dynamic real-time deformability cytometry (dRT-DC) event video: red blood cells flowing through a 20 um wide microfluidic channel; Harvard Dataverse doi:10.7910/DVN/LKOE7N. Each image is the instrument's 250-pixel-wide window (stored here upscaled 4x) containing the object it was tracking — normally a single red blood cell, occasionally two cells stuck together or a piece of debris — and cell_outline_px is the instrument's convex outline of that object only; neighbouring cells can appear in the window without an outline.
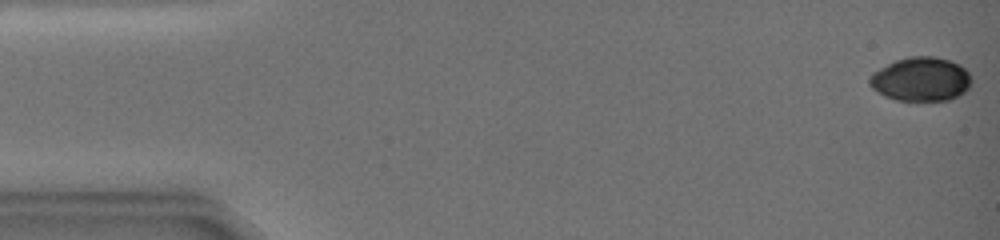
{"species": "common noctule bat (a hibernating species)", "species_latin": "Nyctalus noctula", "temperature_condition": "warm", "stored_images_in_passage": 73, "camera_frame_rate_fps": 3000, "um_per_image_px": 0.085, "animal": {"sex": "female", "body_mass_g": 19.0, "forearm_length_mm": 51.5}, "frame": {"image": 1, "passage_image": 1, "time_ms": 0.0, "image_size_px": [1000, 240], "cell_outline_px": [[972, 80], [968, 88], [960, 96], [948, 100], [896, 100], [884, 96], [876, 92], [868, 84], [868, 80], [872, 72], [896, 60], [912, 56], [932, 56], [948, 60], [960, 64], [968, 72]], "centroid_in_image_um": [78.26, 6.74], "position_along_channel_um": 6.7, "area_um2": 26.18}}
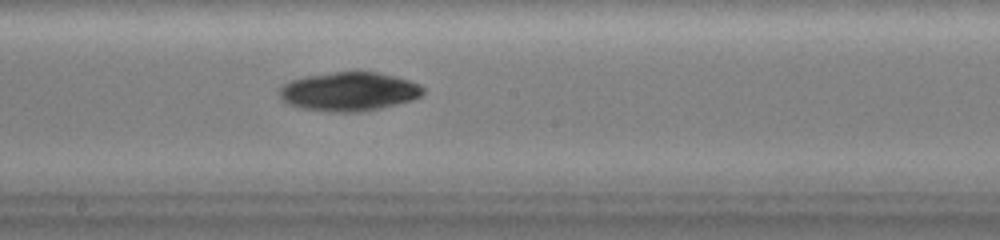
{"frame": {"image": 2, "passage_image": 41, "time_ms": 13.333, "image_size_px": [1000, 240], "cell_outline_px": [[424, 92], [420, 96], [412, 100], [364, 112], [328, 112], [300, 108], [288, 104], [280, 100], [276, 92], [284, 84], [292, 80], [304, 76], [336, 72], [380, 72], [396, 76], [420, 84], [424, 88]], "centroid_in_image_um": [29.63, 7.79], "position_along_channel_um": 218.6, "area_um2": 32.89}}
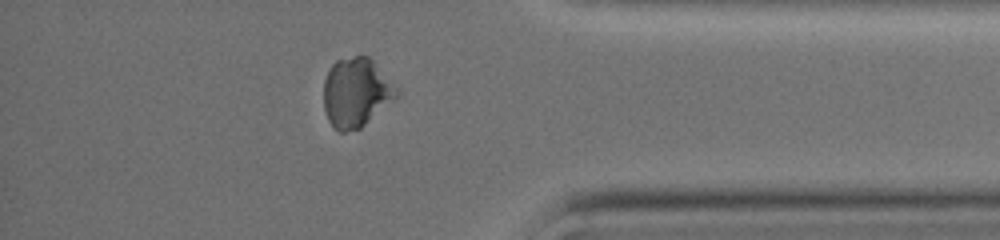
{"frame": {"image": 3, "passage_image": 63, "time_ms": 20.667, "image_size_px": [1000, 240], "cell_outline_px": [[400, 96], [360, 128], [344, 132], [340, 132], [328, 120], [324, 108], [324, 80], [332, 64], [336, 60], [356, 56], [368, 56], [372, 60], [400, 92]], "centroid_in_image_um": [30.28, 7.87], "position_along_channel_um": 404.9, "area_um2": 29.19}}